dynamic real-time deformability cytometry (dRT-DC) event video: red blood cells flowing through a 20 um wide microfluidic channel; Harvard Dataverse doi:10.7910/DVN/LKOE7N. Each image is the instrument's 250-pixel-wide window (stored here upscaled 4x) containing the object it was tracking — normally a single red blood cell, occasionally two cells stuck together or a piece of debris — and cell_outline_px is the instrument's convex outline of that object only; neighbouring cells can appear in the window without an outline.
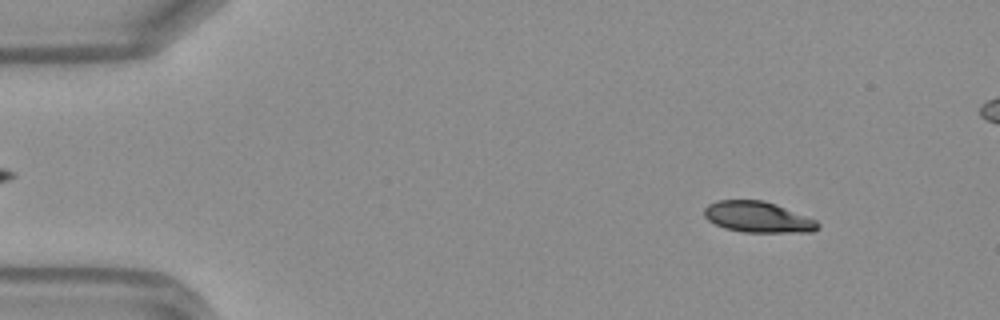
{"species": "Egyptian fruit bat (a non-hibernating species)", "species_latin": "Rousettus aegyptiacus", "temperature_condition": "warm", "stored_images_in_passage": 48, "camera_frame_rate_fps": 3000, "um_per_image_px": 0.085, "frame": {"image": 1, "passage_image": 5, "time_ms": 1.333, "image_size_px": [1000, 320], "cell_outline_px": [[820, 228], [812, 232], [744, 232], [724, 228], [708, 220], [704, 216], [704, 208], [708, 204], [716, 200], [764, 200], [776, 204], [816, 220], [820, 224]], "centroid_in_image_um": [64.41, 18.45], "position_along_channel_um": 20.6, "area_um2": 20.52}}
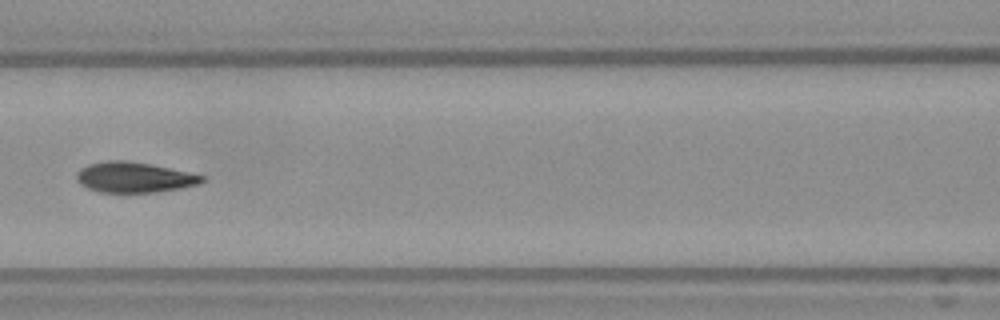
{"frame": {"image": 2, "passage_image": 21, "time_ms": 6.667, "image_size_px": [1000, 320], "cell_outline_px": [[204, 180], [200, 184], [180, 188], [156, 192], [100, 192], [88, 188], [80, 184], [76, 176], [76, 172], [80, 168], [88, 164], [108, 160], [124, 160], [152, 164], [188, 172], [204, 176]], "centroid_in_image_um": [11.39, 15.06], "position_along_channel_um": 155.2, "area_um2": 22.2}}
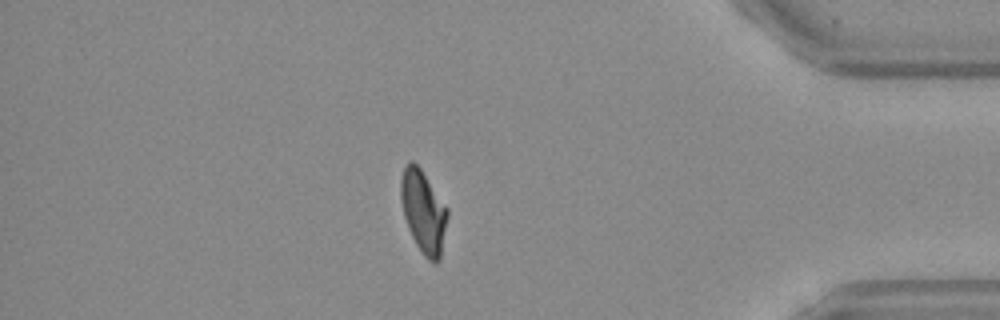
{"frame": {"image": 3, "passage_image": 41, "time_ms": 13.333, "image_size_px": [1000, 320], "cell_outline_px": [[448, 216], [440, 260], [436, 264], [432, 264], [424, 256], [416, 244], [408, 228], [404, 216], [400, 200], [400, 180], [404, 164], [412, 160], [420, 168], [448, 208]], "centroid_in_image_um": [35.98, 18.0], "position_along_channel_um": 399.2, "area_um2": 22.66}, "authors_computed_cell_mechanics": {"area_um2": 22.2819, "velocity_mm_per_s": 4.1917, "shape_relaxation_time_tau1_ms": 4.5568, "shape_relaxation_time_tau2_ms": 1.2817, "deformation_change_tau1": 0.173, "deformation_change_tau2": 0.0533}}